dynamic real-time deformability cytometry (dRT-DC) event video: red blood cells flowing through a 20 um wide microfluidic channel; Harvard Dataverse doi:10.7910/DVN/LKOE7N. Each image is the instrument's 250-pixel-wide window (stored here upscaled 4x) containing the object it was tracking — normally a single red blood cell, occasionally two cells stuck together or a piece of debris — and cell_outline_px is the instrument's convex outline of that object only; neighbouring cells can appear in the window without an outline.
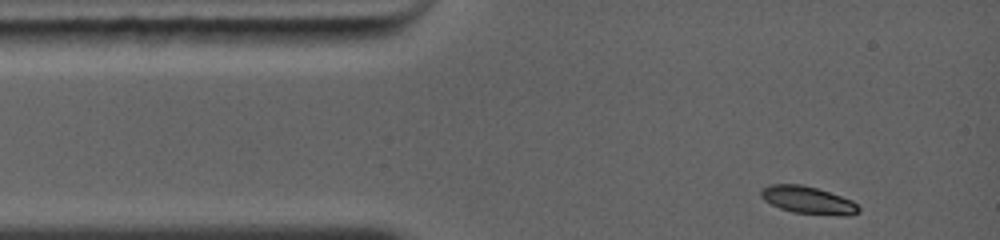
{"species": "common noctule bat (a hibernating species)", "species_latin": "Nyctalus noctula", "temperature_condition": "warm", "stored_images_in_passage": 14, "camera_frame_rate_fps": 5000, "um_per_image_px": 0.085, "animal": {"sex": "female", "body_mass_g": 19.0, "forearm_length_mm": 56.7}, "frame": {"image": 1, "passage_image": 1, "time_ms": 0.0, "image_size_px": [1000, 240], "cell_outline_px": [[860, 212], [848, 216], [844, 216], [792, 212], [780, 208], [764, 200], [760, 196], [760, 192], [768, 184], [800, 184], [816, 188], [852, 200], [860, 208]], "centroid_in_image_um": [68.69, 17.02], "position_along_channel_um": 16.3, "area_um2": 15.55}}
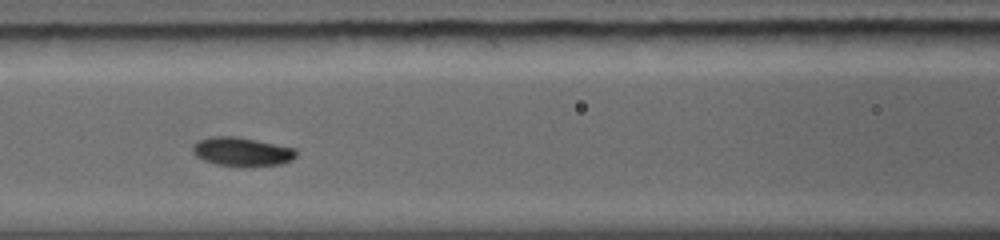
{"frame": {"image": 2, "passage_image": 8, "time_ms": 4.0, "image_size_px": [1000, 240], "cell_outline_px": [[296, 156], [292, 160], [280, 164], [252, 168], [240, 168], [216, 164], [204, 160], [196, 156], [192, 152], [192, 144], [196, 140], [212, 136], [236, 136], [296, 148]], "centroid_in_image_um": [20.54, 12.92], "position_along_channel_um": 146.1, "area_um2": 17.98}}
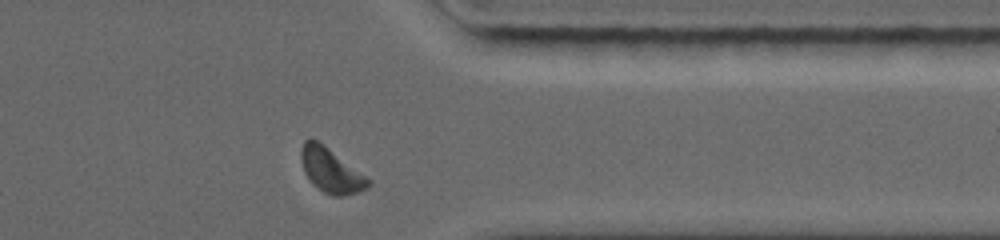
{"frame": {"image": 3, "passage_image": 14, "time_ms": 9.6, "image_size_px": [1000, 240], "cell_outline_px": [[372, 184], [368, 188], [344, 196], [332, 196], [324, 192], [312, 184], [308, 180], [304, 172], [300, 160], [300, 148], [304, 140], [316, 140], [324, 144], [372, 180]], "centroid_in_image_um": [28.12, 14.49], "position_along_channel_um": 383.3, "area_um2": 17.63}, "authors_computed_cell_mechanics": {"area_um2": 16.9354, "velocity_mm_per_s": 4.3264, "shape_relaxation_time_tau1_ms": 1.3932, "shape_relaxation_time_tau2_ms": null, "deformation_change_tau1": 0.0945, "deformation_change_tau2": null}}